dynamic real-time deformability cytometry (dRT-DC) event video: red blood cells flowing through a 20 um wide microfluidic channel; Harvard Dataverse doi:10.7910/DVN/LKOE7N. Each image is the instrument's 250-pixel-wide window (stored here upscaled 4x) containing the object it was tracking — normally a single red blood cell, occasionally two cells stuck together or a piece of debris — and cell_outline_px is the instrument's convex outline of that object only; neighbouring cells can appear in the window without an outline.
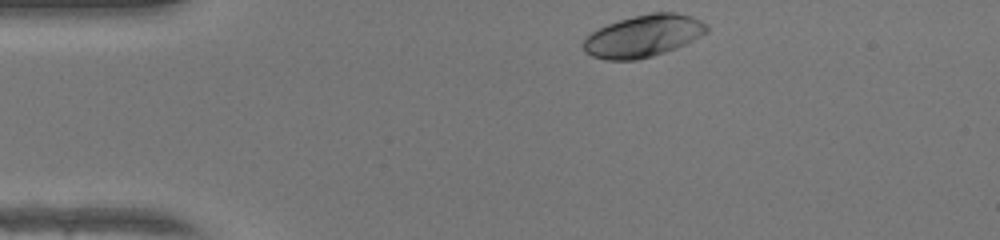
{"species": "human", "species_latin": "Homo sapiens", "temperature_condition": "warm", "stored_images_in_passage": 32, "camera_frame_rate_fps": 3000, "um_per_image_px": 0.085, "donor": {"sex": "female"}, "frame": {"image": 1, "passage_image": 1, "time_ms": 0.0, "image_size_px": [1000, 240], "cell_outline_px": [[708, 32], [676, 48], [652, 56], [636, 60], [604, 60], [592, 56], [584, 52], [580, 44], [584, 36], [608, 24], [620, 20], [652, 12], [676, 12], [692, 16], [708, 24]], "centroid_in_image_um": [54.65, 3.06], "position_along_channel_um": 30.4, "area_um2": 30.4}}
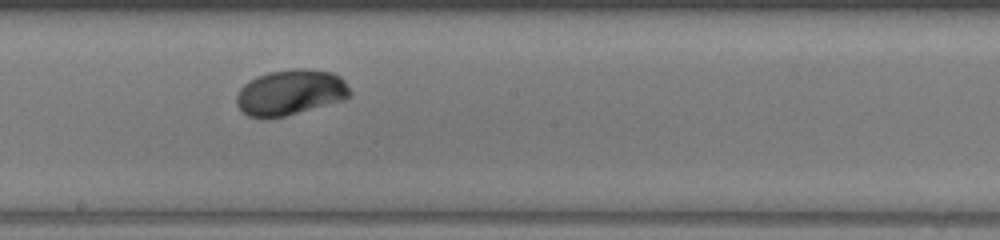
{"frame": {"image": 2, "passage_image": 19, "time_ms": 6.0, "image_size_px": [1000, 240], "cell_outline_px": [[352, 96], [344, 100], [284, 116], [248, 116], [236, 104], [236, 96], [240, 88], [248, 80], [256, 76], [268, 72], [292, 68], [304, 68], [332, 72], [340, 76], [344, 80], [352, 92]], "centroid_in_image_um": [24.72, 7.82], "position_along_channel_um": 223.5, "area_um2": 30.06}}
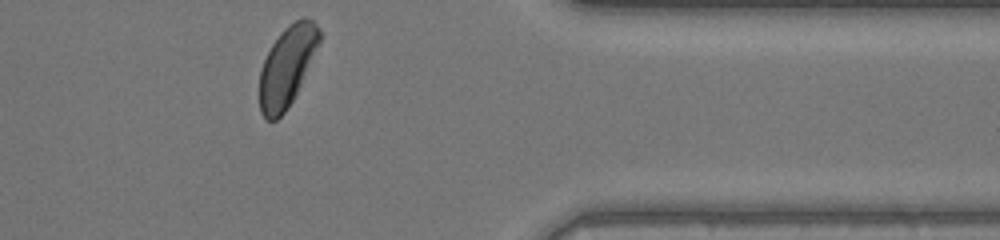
{"frame": {"image": 3, "passage_image": 32, "time_ms": 10.333, "image_size_px": [1000, 240], "cell_outline_px": [[320, 44], [292, 100], [284, 112], [276, 120], [268, 120], [260, 112], [260, 68], [272, 44], [280, 32], [288, 24], [304, 16], [312, 20], [320, 28]], "centroid_in_image_um": [24.4, 5.59], "position_along_channel_um": 387.0, "area_um2": 27.63}, "authors_computed_cell_mechanics": {"area_um2": 29.4491, "velocity_mm_per_s": 4.1907, "shape_relaxation_time_tau1_ms": 2.5408, "shape_relaxation_time_tau2_ms": null, "deformation_change_tau1": 0.1558, "deformation_change_tau2": null}}